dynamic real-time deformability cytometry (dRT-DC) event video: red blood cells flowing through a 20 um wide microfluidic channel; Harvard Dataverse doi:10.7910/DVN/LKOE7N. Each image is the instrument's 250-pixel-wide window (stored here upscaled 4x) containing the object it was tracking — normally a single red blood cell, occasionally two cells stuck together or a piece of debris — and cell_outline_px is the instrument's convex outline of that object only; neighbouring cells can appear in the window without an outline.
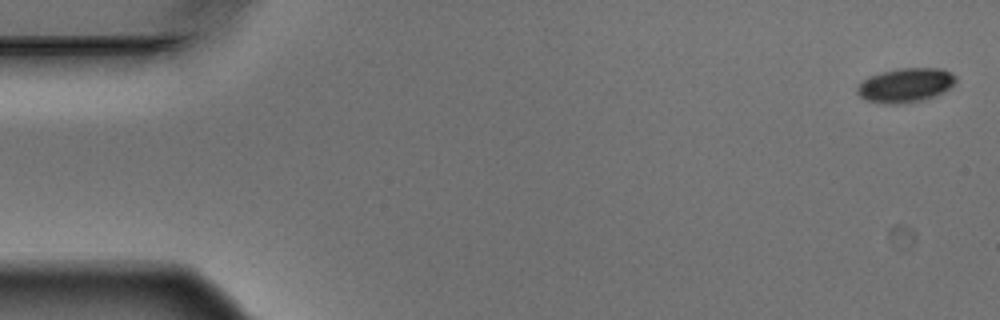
{"species": "Egyptian fruit bat (a non-hibernating species)", "species_latin": "Rousettus aegyptiacus", "temperature_condition": "warm", "stored_images_in_passage": 5, "camera_frame_rate_fps": 3000, "um_per_image_px": 0.085, "animal": {"sex": "male"}, "frame": {"image": 1, "passage_image": 1, "time_ms": 0.0, "image_size_px": [1000, 320], "cell_outline_px": [[956, 80], [948, 88], [932, 96], [920, 100], [904, 104], [884, 104], [864, 100], [856, 92], [856, 88], [868, 76], [900, 68], [940, 68], [952, 72], [956, 76]], "centroid_in_image_um": [76.93, 7.24], "position_along_channel_um": 8.1, "area_um2": 19.48}}
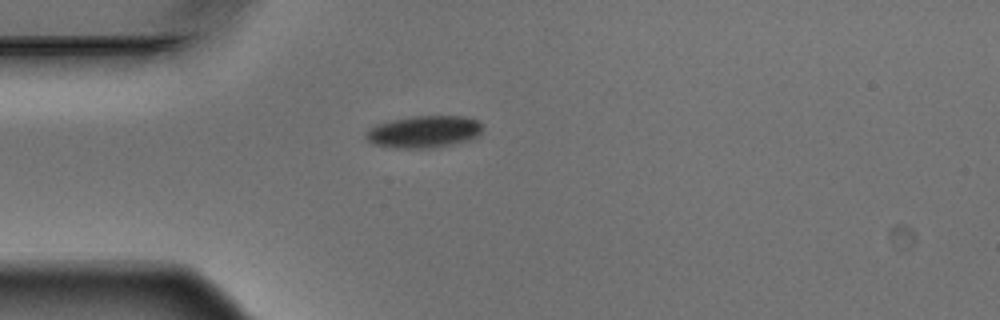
{"frame": {"image": 2, "passage_image": 4, "time_ms": 1.0, "image_size_px": [1000, 320], "cell_outline_px": [[484, 128], [480, 136], [468, 140], [452, 144], [432, 148], [392, 148], [372, 144], [364, 136], [364, 132], [376, 124], [392, 120], [412, 116], [468, 116], [480, 120], [484, 124]], "centroid_in_image_um": [36.08, 11.19], "position_along_channel_um": 48.9, "area_um2": 22.31}}